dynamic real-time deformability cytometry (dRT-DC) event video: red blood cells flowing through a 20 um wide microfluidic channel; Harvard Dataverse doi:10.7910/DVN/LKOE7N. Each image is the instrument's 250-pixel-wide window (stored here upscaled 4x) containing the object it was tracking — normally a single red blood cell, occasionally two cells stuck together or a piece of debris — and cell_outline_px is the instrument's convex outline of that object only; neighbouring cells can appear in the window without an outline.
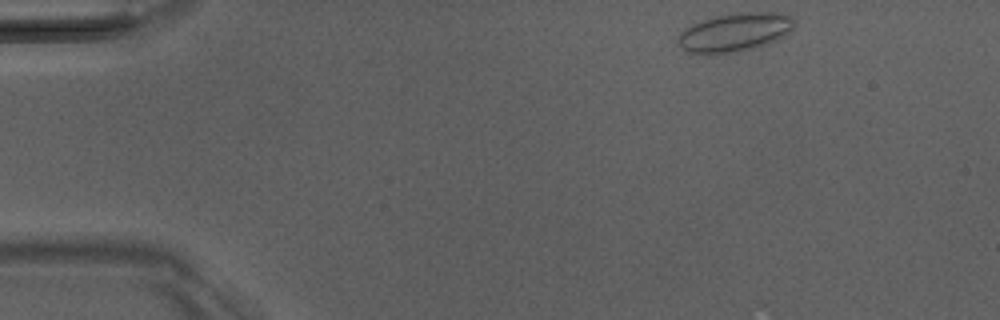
{"species": "Egyptian fruit bat (a non-hibernating species)", "species_latin": "Rousettus aegyptiacus", "temperature_condition": "room temperature", "stored_images_in_passage": 22, "camera_frame_rate_fps": 3000, "um_per_image_px": 0.085, "animal": {"sex": "male"}, "frame": {"image": 1, "passage_image": 1, "time_ms": 0.0, "image_size_px": [1000, 320], "cell_outline_px": [[796, 20], [792, 28], [788, 32], [776, 40], [752, 48], [736, 52], [712, 56], [708, 56], [688, 52], [680, 48], [676, 44], [676, 40], [680, 32], [684, 28], [692, 24], [716, 16], [736, 12], [776, 12], [792, 16]], "centroid_in_image_um": [62.38, 2.77], "position_along_channel_um": 22.6, "area_um2": 26.59}}